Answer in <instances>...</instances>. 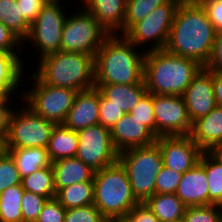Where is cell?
<instances>
[{
  "label": "cell",
  "instance_id": "38",
  "mask_svg": "<svg viewBox=\"0 0 222 222\" xmlns=\"http://www.w3.org/2000/svg\"><path fill=\"white\" fill-rule=\"evenodd\" d=\"M106 219L94 204L66 209L64 222H104Z\"/></svg>",
  "mask_w": 222,
  "mask_h": 222
},
{
  "label": "cell",
  "instance_id": "12",
  "mask_svg": "<svg viewBox=\"0 0 222 222\" xmlns=\"http://www.w3.org/2000/svg\"><path fill=\"white\" fill-rule=\"evenodd\" d=\"M79 137L76 158L94 171L118 161V151L111 141L110 130L100 123L77 131Z\"/></svg>",
  "mask_w": 222,
  "mask_h": 222
},
{
  "label": "cell",
  "instance_id": "27",
  "mask_svg": "<svg viewBox=\"0 0 222 222\" xmlns=\"http://www.w3.org/2000/svg\"><path fill=\"white\" fill-rule=\"evenodd\" d=\"M94 193V182H80L58 190L55 198L65 209H72L92 205Z\"/></svg>",
  "mask_w": 222,
  "mask_h": 222
},
{
  "label": "cell",
  "instance_id": "49",
  "mask_svg": "<svg viewBox=\"0 0 222 222\" xmlns=\"http://www.w3.org/2000/svg\"><path fill=\"white\" fill-rule=\"evenodd\" d=\"M6 141L5 138L0 136V157L6 152Z\"/></svg>",
  "mask_w": 222,
  "mask_h": 222
},
{
  "label": "cell",
  "instance_id": "14",
  "mask_svg": "<svg viewBox=\"0 0 222 222\" xmlns=\"http://www.w3.org/2000/svg\"><path fill=\"white\" fill-rule=\"evenodd\" d=\"M163 165L178 173H185L199 163L202 150L189 135L157 137Z\"/></svg>",
  "mask_w": 222,
  "mask_h": 222
},
{
  "label": "cell",
  "instance_id": "45",
  "mask_svg": "<svg viewBox=\"0 0 222 222\" xmlns=\"http://www.w3.org/2000/svg\"><path fill=\"white\" fill-rule=\"evenodd\" d=\"M22 42L25 43L0 22V50L15 51Z\"/></svg>",
  "mask_w": 222,
  "mask_h": 222
},
{
  "label": "cell",
  "instance_id": "7",
  "mask_svg": "<svg viewBox=\"0 0 222 222\" xmlns=\"http://www.w3.org/2000/svg\"><path fill=\"white\" fill-rule=\"evenodd\" d=\"M109 33L84 8L66 17L62 31L61 51L95 57Z\"/></svg>",
  "mask_w": 222,
  "mask_h": 222
},
{
  "label": "cell",
  "instance_id": "41",
  "mask_svg": "<svg viewBox=\"0 0 222 222\" xmlns=\"http://www.w3.org/2000/svg\"><path fill=\"white\" fill-rule=\"evenodd\" d=\"M207 11L216 33L222 32V0H198Z\"/></svg>",
  "mask_w": 222,
  "mask_h": 222
},
{
  "label": "cell",
  "instance_id": "2",
  "mask_svg": "<svg viewBox=\"0 0 222 222\" xmlns=\"http://www.w3.org/2000/svg\"><path fill=\"white\" fill-rule=\"evenodd\" d=\"M135 48L124 35H109L94 57L95 85L144 83L146 51Z\"/></svg>",
  "mask_w": 222,
  "mask_h": 222
},
{
  "label": "cell",
  "instance_id": "3",
  "mask_svg": "<svg viewBox=\"0 0 222 222\" xmlns=\"http://www.w3.org/2000/svg\"><path fill=\"white\" fill-rule=\"evenodd\" d=\"M203 68L197 61L163 50L145 54L143 80L147 92L183 96L187 86Z\"/></svg>",
  "mask_w": 222,
  "mask_h": 222
},
{
  "label": "cell",
  "instance_id": "44",
  "mask_svg": "<svg viewBox=\"0 0 222 222\" xmlns=\"http://www.w3.org/2000/svg\"><path fill=\"white\" fill-rule=\"evenodd\" d=\"M125 218L129 222H160L153 212L144 203L136 205Z\"/></svg>",
  "mask_w": 222,
  "mask_h": 222
},
{
  "label": "cell",
  "instance_id": "1",
  "mask_svg": "<svg viewBox=\"0 0 222 222\" xmlns=\"http://www.w3.org/2000/svg\"><path fill=\"white\" fill-rule=\"evenodd\" d=\"M216 32L207 11L198 0H182L177 7L165 50L193 59L205 67Z\"/></svg>",
  "mask_w": 222,
  "mask_h": 222
},
{
  "label": "cell",
  "instance_id": "26",
  "mask_svg": "<svg viewBox=\"0 0 222 222\" xmlns=\"http://www.w3.org/2000/svg\"><path fill=\"white\" fill-rule=\"evenodd\" d=\"M6 150L15 161L21 178L40 168L52 165L47 148L33 147Z\"/></svg>",
  "mask_w": 222,
  "mask_h": 222
},
{
  "label": "cell",
  "instance_id": "31",
  "mask_svg": "<svg viewBox=\"0 0 222 222\" xmlns=\"http://www.w3.org/2000/svg\"><path fill=\"white\" fill-rule=\"evenodd\" d=\"M22 185H14L0 194V222H23L21 199Z\"/></svg>",
  "mask_w": 222,
  "mask_h": 222
},
{
  "label": "cell",
  "instance_id": "15",
  "mask_svg": "<svg viewBox=\"0 0 222 222\" xmlns=\"http://www.w3.org/2000/svg\"><path fill=\"white\" fill-rule=\"evenodd\" d=\"M183 98L192 123L208 115L217 106L213 93L212 71L203 67L187 86Z\"/></svg>",
  "mask_w": 222,
  "mask_h": 222
},
{
  "label": "cell",
  "instance_id": "13",
  "mask_svg": "<svg viewBox=\"0 0 222 222\" xmlns=\"http://www.w3.org/2000/svg\"><path fill=\"white\" fill-rule=\"evenodd\" d=\"M156 136H186L192 122L183 96L152 94Z\"/></svg>",
  "mask_w": 222,
  "mask_h": 222
},
{
  "label": "cell",
  "instance_id": "22",
  "mask_svg": "<svg viewBox=\"0 0 222 222\" xmlns=\"http://www.w3.org/2000/svg\"><path fill=\"white\" fill-rule=\"evenodd\" d=\"M95 87L108 100V104L116 105L125 114L133 110L141 97L147 92L145 83L95 85Z\"/></svg>",
  "mask_w": 222,
  "mask_h": 222
},
{
  "label": "cell",
  "instance_id": "24",
  "mask_svg": "<svg viewBox=\"0 0 222 222\" xmlns=\"http://www.w3.org/2000/svg\"><path fill=\"white\" fill-rule=\"evenodd\" d=\"M79 137L77 131L57 124L52 130L47 151L51 162L59 159L75 157L78 150Z\"/></svg>",
  "mask_w": 222,
  "mask_h": 222
},
{
  "label": "cell",
  "instance_id": "33",
  "mask_svg": "<svg viewBox=\"0 0 222 222\" xmlns=\"http://www.w3.org/2000/svg\"><path fill=\"white\" fill-rule=\"evenodd\" d=\"M182 222H222V206L210 204L187 207Z\"/></svg>",
  "mask_w": 222,
  "mask_h": 222
},
{
  "label": "cell",
  "instance_id": "34",
  "mask_svg": "<svg viewBox=\"0 0 222 222\" xmlns=\"http://www.w3.org/2000/svg\"><path fill=\"white\" fill-rule=\"evenodd\" d=\"M21 180L15 161L6 151L0 157V194L11 186L20 185Z\"/></svg>",
  "mask_w": 222,
  "mask_h": 222
},
{
  "label": "cell",
  "instance_id": "40",
  "mask_svg": "<svg viewBox=\"0 0 222 222\" xmlns=\"http://www.w3.org/2000/svg\"><path fill=\"white\" fill-rule=\"evenodd\" d=\"M66 209L56 198L48 199L36 222H64Z\"/></svg>",
  "mask_w": 222,
  "mask_h": 222
},
{
  "label": "cell",
  "instance_id": "5",
  "mask_svg": "<svg viewBox=\"0 0 222 222\" xmlns=\"http://www.w3.org/2000/svg\"><path fill=\"white\" fill-rule=\"evenodd\" d=\"M94 205L108 220L125 217L136 205L127 172L119 161L95 171Z\"/></svg>",
  "mask_w": 222,
  "mask_h": 222
},
{
  "label": "cell",
  "instance_id": "47",
  "mask_svg": "<svg viewBox=\"0 0 222 222\" xmlns=\"http://www.w3.org/2000/svg\"><path fill=\"white\" fill-rule=\"evenodd\" d=\"M212 79L216 104L222 107V73L212 71Z\"/></svg>",
  "mask_w": 222,
  "mask_h": 222
},
{
  "label": "cell",
  "instance_id": "25",
  "mask_svg": "<svg viewBox=\"0 0 222 222\" xmlns=\"http://www.w3.org/2000/svg\"><path fill=\"white\" fill-rule=\"evenodd\" d=\"M160 222H182L187 206L175 194H154L144 202Z\"/></svg>",
  "mask_w": 222,
  "mask_h": 222
},
{
  "label": "cell",
  "instance_id": "6",
  "mask_svg": "<svg viewBox=\"0 0 222 222\" xmlns=\"http://www.w3.org/2000/svg\"><path fill=\"white\" fill-rule=\"evenodd\" d=\"M118 161L127 172L132 192L139 203L155 194V179L163 166L158 144L130 148L118 153Z\"/></svg>",
  "mask_w": 222,
  "mask_h": 222
},
{
  "label": "cell",
  "instance_id": "48",
  "mask_svg": "<svg viewBox=\"0 0 222 222\" xmlns=\"http://www.w3.org/2000/svg\"><path fill=\"white\" fill-rule=\"evenodd\" d=\"M208 152L222 164V142L215 144Z\"/></svg>",
  "mask_w": 222,
  "mask_h": 222
},
{
  "label": "cell",
  "instance_id": "9",
  "mask_svg": "<svg viewBox=\"0 0 222 222\" xmlns=\"http://www.w3.org/2000/svg\"><path fill=\"white\" fill-rule=\"evenodd\" d=\"M31 76L35 79L34 87L30 91L22 93L25 101L23 103L44 119L56 125L63 124L78 91L50 86L42 83L34 74Z\"/></svg>",
  "mask_w": 222,
  "mask_h": 222
},
{
  "label": "cell",
  "instance_id": "39",
  "mask_svg": "<svg viewBox=\"0 0 222 222\" xmlns=\"http://www.w3.org/2000/svg\"><path fill=\"white\" fill-rule=\"evenodd\" d=\"M124 114L121 108L108 104V100L100 94L99 123L101 125L110 130Z\"/></svg>",
  "mask_w": 222,
  "mask_h": 222
},
{
  "label": "cell",
  "instance_id": "37",
  "mask_svg": "<svg viewBox=\"0 0 222 222\" xmlns=\"http://www.w3.org/2000/svg\"><path fill=\"white\" fill-rule=\"evenodd\" d=\"M181 177L182 173H178L163 165L155 179V193L175 194Z\"/></svg>",
  "mask_w": 222,
  "mask_h": 222
},
{
  "label": "cell",
  "instance_id": "4",
  "mask_svg": "<svg viewBox=\"0 0 222 222\" xmlns=\"http://www.w3.org/2000/svg\"><path fill=\"white\" fill-rule=\"evenodd\" d=\"M34 75L44 84L83 91L95 87L94 57L58 51L39 60Z\"/></svg>",
  "mask_w": 222,
  "mask_h": 222
},
{
  "label": "cell",
  "instance_id": "50",
  "mask_svg": "<svg viewBox=\"0 0 222 222\" xmlns=\"http://www.w3.org/2000/svg\"><path fill=\"white\" fill-rule=\"evenodd\" d=\"M108 222H129L125 217L111 218L107 220Z\"/></svg>",
  "mask_w": 222,
  "mask_h": 222
},
{
  "label": "cell",
  "instance_id": "16",
  "mask_svg": "<svg viewBox=\"0 0 222 222\" xmlns=\"http://www.w3.org/2000/svg\"><path fill=\"white\" fill-rule=\"evenodd\" d=\"M111 141L118 153L136 147L149 146L157 136L131 114H124L110 129Z\"/></svg>",
  "mask_w": 222,
  "mask_h": 222
},
{
  "label": "cell",
  "instance_id": "20",
  "mask_svg": "<svg viewBox=\"0 0 222 222\" xmlns=\"http://www.w3.org/2000/svg\"><path fill=\"white\" fill-rule=\"evenodd\" d=\"M189 136L202 151L222 142V107L216 106L208 115L194 121Z\"/></svg>",
  "mask_w": 222,
  "mask_h": 222
},
{
  "label": "cell",
  "instance_id": "17",
  "mask_svg": "<svg viewBox=\"0 0 222 222\" xmlns=\"http://www.w3.org/2000/svg\"><path fill=\"white\" fill-rule=\"evenodd\" d=\"M99 102L100 91L96 87L78 91L63 125L71 130L79 131L98 124Z\"/></svg>",
  "mask_w": 222,
  "mask_h": 222
},
{
  "label": "cell",
  "instance_id": "11",
  "mask_svg": "<svg viewBox=\"0 0 222 222\" xmlns=\"http://www.w3.org/2000/svg\"><path fill=\"white\" fill-rule=\"evenodd\" d=\"M59 2L46 3L30 25L27 41H32L38 49L39 58L61 51L62 31L66 21L63 9Z\"/></svg>",
  "mask_w": 222,
  "mask_h": 222
},
{
  "label": "cell",
  "instance_id": "10",
  "mask_svg": "<svg viewBox=\"0 0 222 222\" xmlns=\"http://www.w3.org/2000/svg\"><path fill=\"white\" fill-rule=\"evenodd\" d=\"M182 0H169L155 8L143 20L135 23L124 36L135 46L151 42L146 52L165 49L174 16ZM153 40V41H152Z\"/></svg>",
  "mask_w": 222,
  "mask_h": 222
},
{
  "label": "cell",
  "instance_id": "18",
  "mask_svg": "<svg viewBox=\"0 0 222 222\" xmlns=\"http://www.w3.org/2000/svg\"><path fill=\"white\" fill-rule=\"evenodd\" d=\"M175 195L187 207L209 205L208 179L200 163L182 174Z\"/></svg>",
  "mask_w": 222,
  "mask_h": 222
},
{
  "label": "cell",
  "instance_id": "42",
  "mask_svg": "<svg viewBox=\"0 0 222 222\" xmlns=\"http://www.w3.org/2000/svg\"><path fill=\"white\" fill-rule=\"evenodd\" d=\"M21 9L23 17L32 24L43 6L46 4L45 0H16Z\"/></svg>",
  "mask_w": 222,
  "mask_h": 222
},
{
  "label": "cell",
  "instance_id": "28",
  "mask_svg": "<svg viewBox=\"0 0 222 222\" xmlns=\"http://www.w3.org/2000/svg\"><path fill=\"white\" fill-rule=\"evenodd\" d=\"M22 188L25 191L46 197L48 199L55 198L54 187V170L52 165L40 168L22 178Z\"/></svg>",
  "mask_w": 222,
  "mask_h": 222
},
{
  "label": "cell",
  "instance_id": "35",
  "mask_svg": "<svg viewBox=\"0 0 222 222\" xmlns=\"http://www.w3.org/2000/svg\"><path fill=\"white\" fill-rule=\"evenodd\" d=\"M48 198L24 190L21 199L23 222H36Z\"/></svg>",
  "mask_w": 222,
  "mask_h": 222
},
{
  "label": "cell",
  "instance_id": "51",
  "mask_svg": "<svg viewBox=\"0 0 222 222\" xmlns=\"http://www.w3.org/2000/svg\"><path fill=\"white\" fill-rule=\"evenodd\" d=\"M61 0H45L46 3H50V2H60Z\"/></svg>",
  "mask_w": 222,
  "mask_h": 222
},
{
  "label": "cell",
  "instance_id": "36",
  "mask_svg": "<svg viewBox=\"0 0 222 222\" xmlns=\"http://www.w3.org/2000/svg\"><path fill=\"white\" fill-rule=\"evenodd\" d=\"M134 118L138 119L156 135L155 114L152 104V94L146 92L137 106L129 112Z\"/></svg>",
  "mask_w": 222,
  "mask_h": 222
},
{
  "label": "cell",
  "instance_id": "46",
  "mask_svg": "<svg viewBox=\"0 0 222 222\" xmlns=\"http://www.w3.org/2000/svg\"><path fill=\"white\" fill-rule=\"evenodd\" d=\"M10 98L0 100V136L6 139L9 125V118L13 109L9 107Z\"/></svg>",
  "mask_w": 222,
  "mask_h": 222
},
{
  "label": "cell",
  "instance_id": "23",
  "mask_svg": "<svg viewBox=\"0 0 222 222\" xmlns=\"http://www.w3.org/2000/svg\"><path fill=\"white\" fill-rule=\"evenodd\" d=\"M22 61L16 51L0 50V96L2 98H10L12 93L17 91L16 88L19 87L22 73L25 71L22 70Z\"/></svg>",
  "mask_w": 222,
  "mask_h": 222
},
{
  "label": "cell",
  "instance_id": "43",
  "mask_svg": "<svg viewBox=\"0 0 222 222\" xmlns=\"http://www.w3.org/2000/svg\"><path fill=\"white\" fill-rule=\"evenodd\" d=\"M205 68L222 73V32L216 33L211 56Z\"/></svg>",
  "mask_w": 222,
  "mask_h": 222
},
{
  "label": "cell",
  "instance_id": "29",
  "mask_svg": "<svg viewBox=\"0 0 222 222\" xmlns=\"http://www.w3.org/2000/svg\"><path fill=\"white\" fill-rule=\"evenodd\" d=\"M0 22L22 41L28 36L31 24L21 14L16 0H0Z\"/></svg>",
  "mask_w": 222,
  "mask_h": 222
},
{
  "label": "cell",
  "instance_id": "8",
  "mask_svg": "<svg viewBox=\"0 0 222 222\" xmlns=\"http://www.w3.org/2000/svg\"><path fill=\"white\" fill-rule=\"evenodd\" d=\"M11 112L6 149L47 148L55 123L35 114L29 107Z\"/></svg>",
  "mask_w": 222,
  "mask_h": 222
},
{
  "label": "cell",
  "instance_id": "21",
  "mask_svg": "<svg viewBox=\"0 0 222 222\" xmlns=\"http://www.w3.org/2000/svg\"><path fill=\"white\" fill-rule=\"evenodd\" d=\"M55 191L80 182H93L95 171L80 159L69 157L52 162Z\"/></svg>",
  "mask_w": 222,
  "mask_h": 222
},
{
  "label": "cell",
  "instance_id": "30",
  "mask_svg": "<svg viewBox=\"0 0 222 222\" xmlns=\"http://www.w3.org/2000/svg\"><path fill=\"white\" fill-rule=\"evenodd\" d=\"M199 163L205 168L209 185V205L222 206V164L208 151H203Z\"/></svg>",
  "mask_w": 222,
  "mask_h": 222
},
{
  "label": "cell",
  "instance_id": "32",
  "mask_svg": "<svg viewBox=\"0 0 222 222\" xmlns=\"http://www.w3.org/2000/svg\"><path fill=\"white\" fill-rule=\"evenodd\" d=\"M169 0H126L123 35L137 22L143 20L155 8Z\"/></svg>",
  "mask_w": 222,
  "mask_h": 222
},
{
  "label": "cell",
  "instance_id": "19",
  "mask_svg": "<svg viewBox=\"0 0 222 222\" xmlns=\"http://www.w3.org/2000/svg\"><path fill=\"white\" fill-rule=\"evenodd\" d=\"M83 7L109 33L115 35L121 32L125 19L126 0H82ZM119 31V32H118Z\"/></svg>",
  "mask_w": 222,
  "mask_h": 222
}]
</instances>
